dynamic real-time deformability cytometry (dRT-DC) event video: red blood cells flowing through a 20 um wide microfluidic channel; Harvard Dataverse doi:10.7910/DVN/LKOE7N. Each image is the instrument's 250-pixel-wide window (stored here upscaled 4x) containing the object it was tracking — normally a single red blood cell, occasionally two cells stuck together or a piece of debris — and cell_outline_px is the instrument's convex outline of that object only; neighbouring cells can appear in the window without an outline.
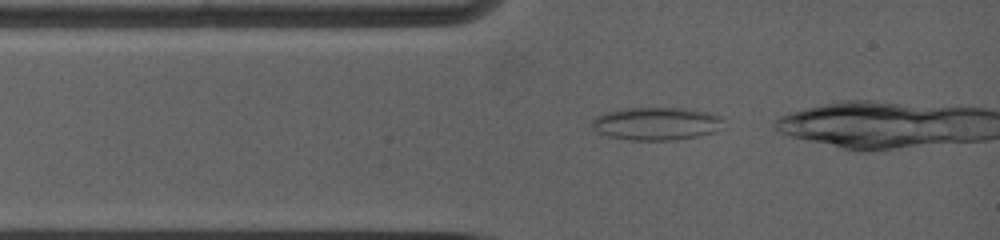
{"species": "common noctule bat (a hibernating species)", "species_latin": "Nyctalus noctula", "temperature_condition": "warm", "stored_images_in_passage": 28, "camera_frame_rate_fps": 5000, "um_per_image_px": 0.085, "animal": {"sex": "female", "body_mass_g": 19.0, "forearm_length_mm": 53.3}, "frame": {"image": 1, "passage_image": 1, "time_ms": 0.0, "image_size_px": [1000, 240], "cell_outline_px": [[720, 120], [712, 132], [692, 136], [664, 140], [636, 140], [612, 136], [600, 132], [592, 128], [592, 124], [596, 116], [612, 112], [632, 108], [664, 108], [696, 112], [712, 116]], "centroid_in_image_um": [55.61, 10.53], "position_along_channel_um": 29.4, "area_um2": 23.0}}
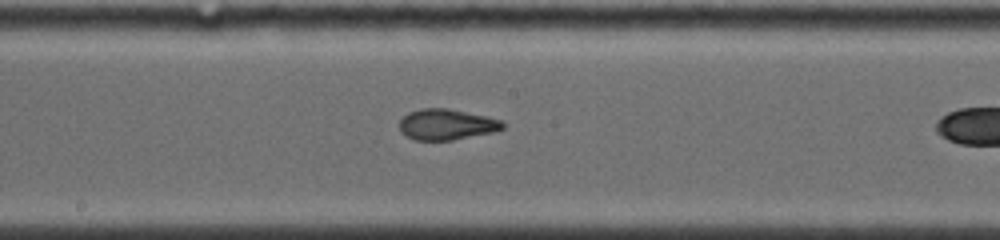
{"frame": {"image": 2, "passage_image": 11, "time_ms": 4.8, "image_size_px": [1000, 240], "cell_outline_px": [[504, 128], [488, 132], [452, 140], [416, 140], [408, 136], [400, 128], [400, 120], [408, 112], [424, 108], [448, 108], [484, 116], [500, 120], [504, 124]], "centroid_in_image_um": [37.92, 10.57], "position_along_channel_um": 210.3, "area_um2": 17.98}}
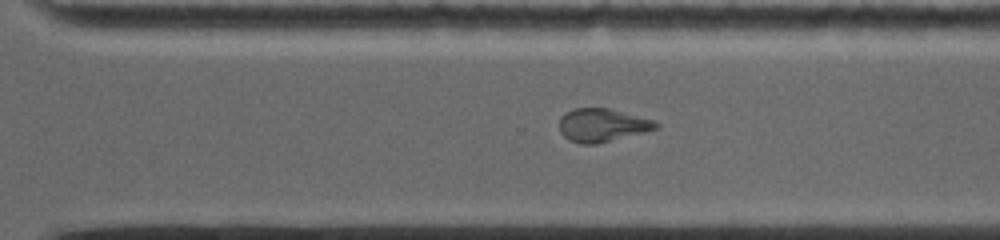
{"frame": {"image": 3, "passage_image": 24, "time_ms": 7.6, "image_size_px": [1000, 240], "cell_outline_px": [[660, 124], [656, 128], [596, 144], [580, 144], [568, 140], [560, 132], [560, 120], [568, 112], [576, 108], [608, 108], [652, 120]], "centroid_in_image_um": [51.14, 10.64], "position_along_channel_um": 319.5, "area_um2": 18.09}}